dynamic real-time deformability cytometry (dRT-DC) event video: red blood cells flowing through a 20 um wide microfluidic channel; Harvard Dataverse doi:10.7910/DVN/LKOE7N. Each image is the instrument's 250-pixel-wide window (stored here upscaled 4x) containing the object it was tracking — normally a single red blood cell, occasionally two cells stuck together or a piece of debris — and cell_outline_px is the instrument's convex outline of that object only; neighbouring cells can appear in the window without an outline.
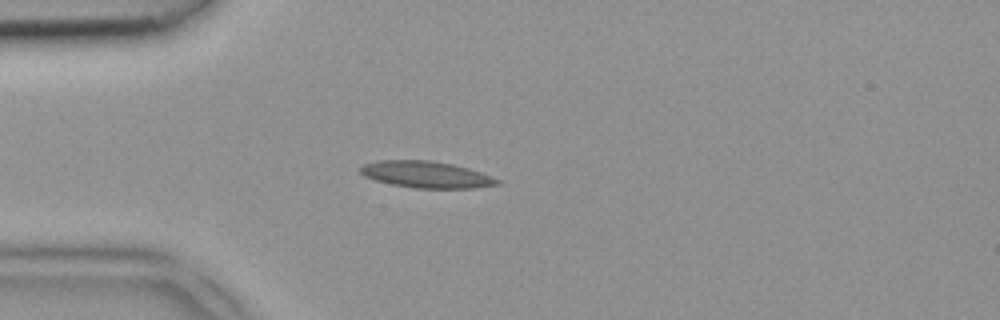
{"species": "common noctule bat (a hibernating species)", "species_latin": "Nyctalus noctula", "temperature_condition": "room temperature", "stored_images_in_passage": 4, "camera_frame_rate_fps": 3000, "um_per_image_px": 0.085, "animal": {"sex": "female", "body_mass_g": 18.4}, "frame": {"image": 1, "passage_image": 4, "time_ms": 1.0, "image_size_px": [1000, 320], "cell_outline_px": [[500, 184], [476, 188], [416, 188], [392, 184], [376, 180], [364, 176], [360, 172], [360, 168], [364, 164], [380, 160], [428, 160], [452, 164], [468, 168], [492, 176], [500, 180]], "centroid_in_image_um": [36.25, 14.84], "position_along_channel_um": 48.8, "area_um2": 21.1}}